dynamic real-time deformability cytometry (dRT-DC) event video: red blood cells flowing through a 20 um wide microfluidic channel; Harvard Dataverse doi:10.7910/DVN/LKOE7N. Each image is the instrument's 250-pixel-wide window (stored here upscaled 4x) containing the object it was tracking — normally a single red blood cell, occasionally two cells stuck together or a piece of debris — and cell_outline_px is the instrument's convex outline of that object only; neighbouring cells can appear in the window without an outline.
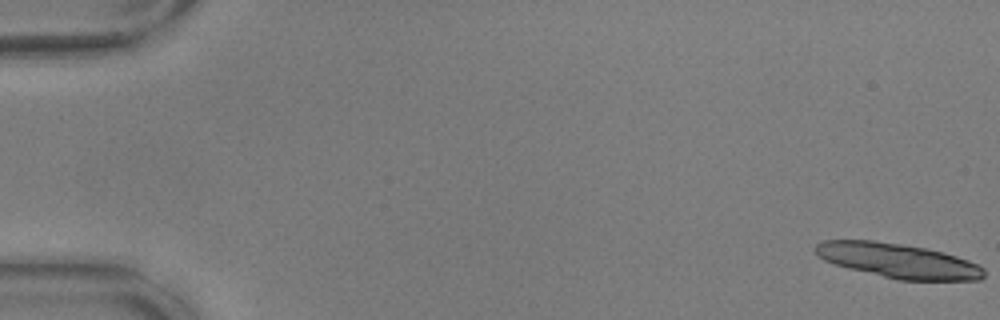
{"species": "common noctule bat (a hibernating species)", "species_latin": "Nyctalus noctula", "temperature_condition": "warm", "stored_images_in_passage": 18, "camera_frame_rate_fps": 3000, "um_per_image_px": 0.085, "animal": {"sex": "male", "body_mass_g": 17.9, "forearm_length_mm": 54.2}, "frame": {"image": 1, "passage_image": 1, "time_ms": 0.0, "image_size_px": [1000, 320], "cell_outline_px": [[984, 276], [980, 280], [900, 280], [848, 268], [824, 260], [816, 252], [816, 244], [824, 240], [872, 240], [900, 244], [924, 248], [944, 252], [968, 260], [984, 268]], "centroid_in_image_um": [76.36, 22.16], "position_along_channel_um": 8.6, "area_um2": 33.52}}